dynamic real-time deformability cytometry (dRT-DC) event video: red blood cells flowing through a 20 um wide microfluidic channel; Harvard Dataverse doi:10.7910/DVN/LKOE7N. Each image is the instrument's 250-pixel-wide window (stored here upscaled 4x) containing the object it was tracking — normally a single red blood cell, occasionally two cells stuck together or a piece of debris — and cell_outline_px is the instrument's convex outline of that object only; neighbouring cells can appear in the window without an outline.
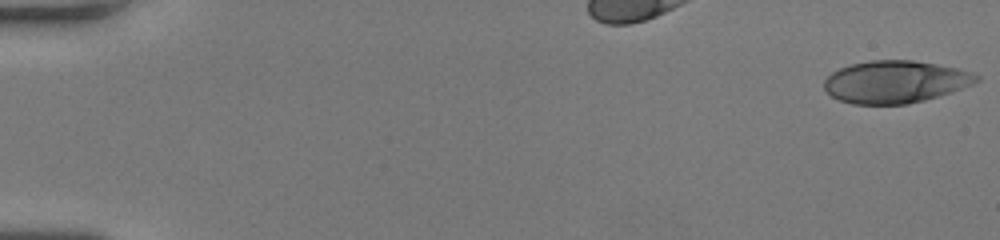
{"species": "human", "species_latin": "Homo sapiens", "temperature_condition": "room temperature", "stored_images_in_passage": 53, "camera_frame_rate_fps": 3000, "um_per_image_px": 0.085, "donor": {"sex": "female"}, "frame": {"image": 1, "passage_image": 1, "time_ms": 0.0, "image_size_px": [1000, 240], "cell_outline_px": [[980, 80], [972, 84], [952, 92], [924, 100], [908, 104], [852, 104], [840, 100], [832, 96], [824, 88], [824, 80], [832, 72], [840, 68], [852, 64], [872, 60], [912, 60], [936, 64], [956, 68], [972, 72], [980, 76]], "centroid_in_image_um": [76.11, 6.95], "position_along_channel_um": 8.9, "area_um2": 37.45}}
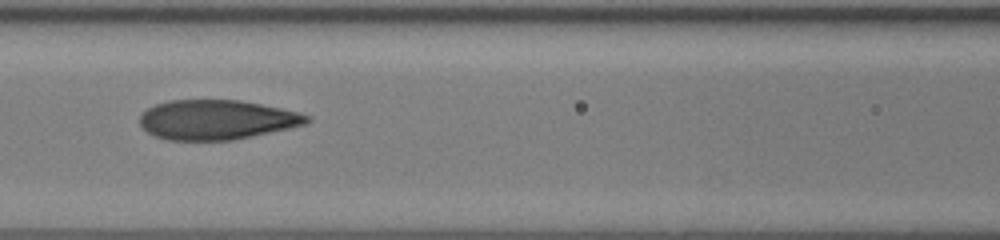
{"frame": {"image": 2, "passage_image": 25, "time_ms": 8.0, "image_size_px": [1000, 240], "cell_outline_px": [[312, 120], [304, 124], [288, 128], [252, 136], [232, 140], [168, 140], [152, 136], [140, 124], [140, 116], [148, 108], [156, 104], [168, 100], [240, 100], [300, 112], [308, 116]], "centroid_in_image_um": [18.39, 10.18], "position_along_channel_um": 148.2, "area_um2": 38.44}}
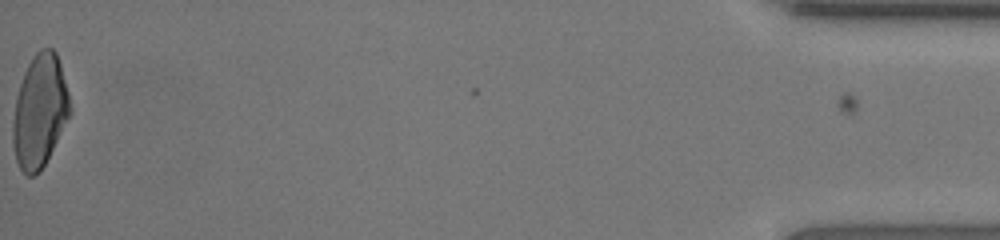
{"frame": {"image": 3, "passage_image": 53, "time_ms": 17.333, "image_size_px": [1000, 240], "cell_outline_px": [[72, 112], [40, 172], [32, 176], [28, 176], [20, 168], [16, 160], [12, 144], [12, 120], [16, 96], [24, 72], [32, 56], [40, 48], [52, 48], [56, 52], [60, 64], [68, 92], [72, 108]], "centroid_in_image_um": [3.37, 9.44], "position_along_channel_um": 431.8, "area_um2": 37.69}, "authors_computed_cell_mechanics": {"area_um2": 38.4948, "velocity_mm_per_s": 4.0491, "shape_relaxation_time_tau1_ms": 6.6141, "shape_relaxation_time_tau2_ms": 0.9577, "deformation_change_tau1": 0.2316, "deformation_change_tau2": 0.0833}}